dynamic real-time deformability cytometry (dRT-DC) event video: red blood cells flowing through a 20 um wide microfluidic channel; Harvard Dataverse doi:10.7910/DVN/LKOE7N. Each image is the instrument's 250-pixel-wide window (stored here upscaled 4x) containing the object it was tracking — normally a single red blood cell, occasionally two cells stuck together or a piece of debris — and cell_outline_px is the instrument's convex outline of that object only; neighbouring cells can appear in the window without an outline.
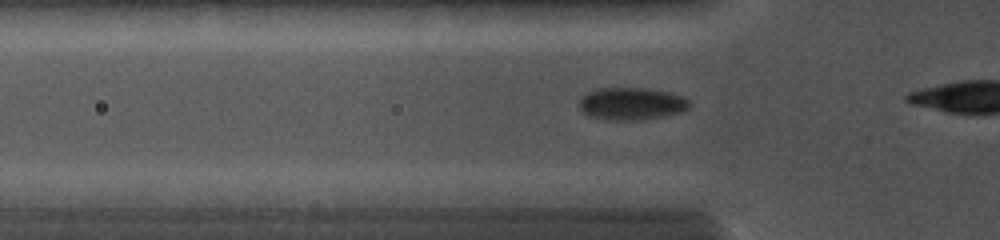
{"species": "common noctule bat (a hibernating species)", "species_latin": "Nyctalus noctula", "temperature_condition": "cold", "stored_images_in_passage": 13, "camera_frame_rate_fps": 5000, "um_per_image_px": 0.085, "animal": {"sex": "female", "body_mass_g": 19.0, "forearm_length_mm": 56.7}, "frame": {"image": 1, "passage_image": 4, "time_ms": 1.2, "image_size_px": [1000, 240], "cell_outline_px": [[692, 104], [684, 112], [640, 120], [616, 120], [588, 116], [580, 108], [580, 96], [596, 88], [648, 88], [672, 92], [684, 96]], "centroid_in_image_um": [53.72, 8.8], "position_along_channel_um": 72.1, "area_um2": 21.04}}